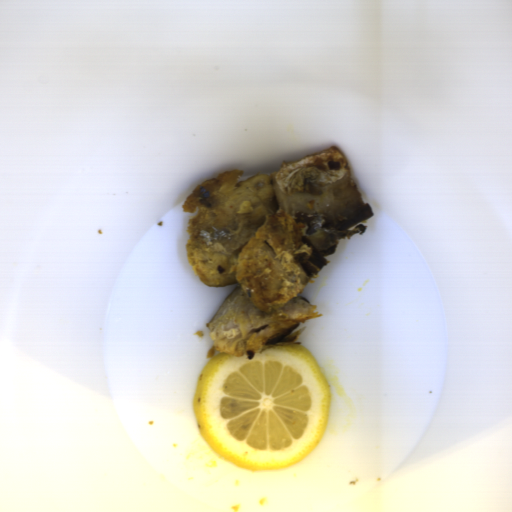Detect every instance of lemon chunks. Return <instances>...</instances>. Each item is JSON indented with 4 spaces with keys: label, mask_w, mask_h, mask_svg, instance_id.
<instances>
[{
    "label": "lemon chunks",
    "mask_w": 512,
    "mask_h": 512,
    "mask_svg": "<svg viewBox=\"0 0 512 512\" xmlns=\"http://www.w3.org/2000/svg\"><path fill=\"white\" fill-rule=\"evenodd\" d=\"M192 409L200 436L222 459L254 472L284 470L320 444L331 388L302 342L252 359L219 352L197 378Z\"/></svg>",
    "instance_id": "e0be4373"
}]
</instances>
